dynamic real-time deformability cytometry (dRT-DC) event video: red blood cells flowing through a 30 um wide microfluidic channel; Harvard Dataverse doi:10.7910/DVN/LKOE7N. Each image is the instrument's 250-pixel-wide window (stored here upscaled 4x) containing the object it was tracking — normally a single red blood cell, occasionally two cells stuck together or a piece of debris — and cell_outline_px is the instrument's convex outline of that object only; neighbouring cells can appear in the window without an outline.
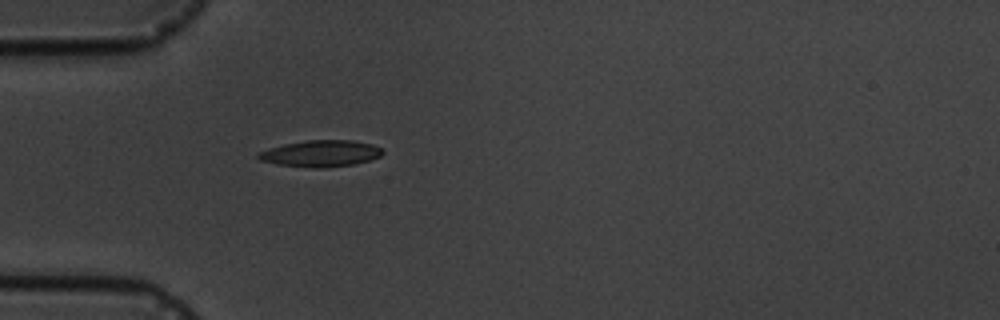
{"species": "common noctule bat (a hibernating species)", "species_latin": "Nyctalus noctula", "temperature_condition": "cold", "stored_images_in_passage": 1, "camera_frame_rate_fps": 3000, "um_per_image_px": 0.085, "animal": {"sex": "male", "body_mass_g": 19.5, "forearm_length_mm": 54.6}, "frame": {"image": 1, "passage_image": 1, "time_ms": 0.0, "image_size_px": [1000, 320], "cell_outline_px": [[384, 152], [380, 156], [356, 164], [320, 168], [312, 168], [276, 164], [260, 160], [256, 156], [260, 152], [268, 148], [284, 144], [308, 140], [352, 140], [372, 144], [380, 148]], "centroid_in_image_um": [27.25, 13.05], "position_along_channel_um": 57.7, "area_um2": 19.13}}